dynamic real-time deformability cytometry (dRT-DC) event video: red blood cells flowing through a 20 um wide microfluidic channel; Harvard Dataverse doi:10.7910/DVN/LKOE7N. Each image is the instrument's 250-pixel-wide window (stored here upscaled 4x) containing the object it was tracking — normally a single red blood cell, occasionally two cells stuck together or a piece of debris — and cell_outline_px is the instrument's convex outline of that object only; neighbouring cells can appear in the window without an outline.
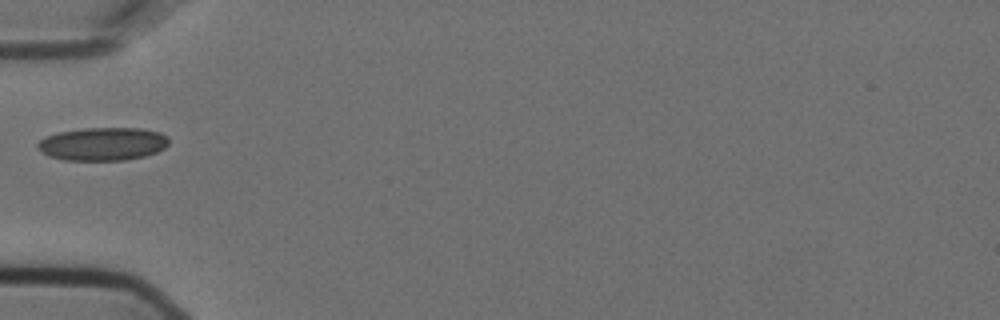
{"species": "Egyptian fruit bat (a non-hibernating species)", "species_latin": "Rousettus aegyptiacus", "temperature_condition": "cold", "stored_images_in_passage": 2, "camera_frame_rate_fps": 3000, "um_per_image_px": 0.085, "animal": {"sex": "female"}, "frame": {"image": 1, "passage_image": 1, "time_ms": 0.0, "image_size_px": [1000, 320], "cell_outline_px": [[168, 144], [164, 148], [156, 152], [144, 156], [124, 160], [64, 160], [48, 156], [36, 144], [40, 140], [56, 132], [84, 128], [140, 128], [160, 132], [168, 136]], "centroid_in_image_um": [8.75, 12.23], "position_along_channel_um": 76.2, "area_um2": 25.26}}
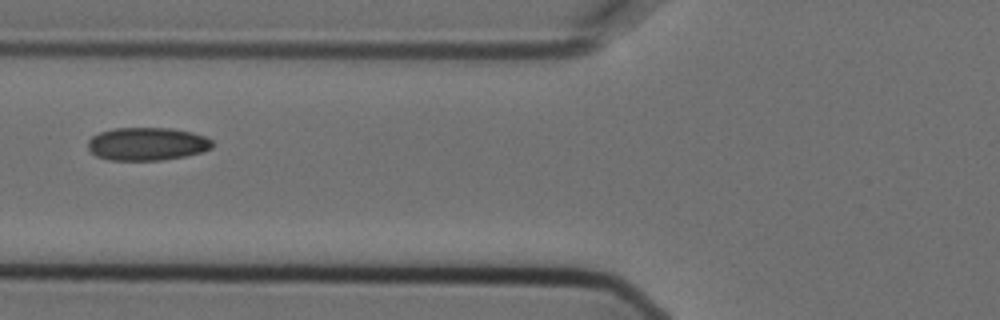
{"frame": {"image": 2, "passage_image": 2, "time_ms": 0.333, "image_size_px": [1000, 320], "cell_outline_px": [[212, 148], [200, 152], [184, 156], [160, 160], [108, 160], [96, 156], [88, 148], [88, 140], [92, 136], [100, 132], [116, 128], [172, 128], [192, 132], [204, 136], [212, 140]], "centroid_in_image_um": [12.48, 12.23], "position_along_channel_um": 113.3, "area_um2": 23.87}}